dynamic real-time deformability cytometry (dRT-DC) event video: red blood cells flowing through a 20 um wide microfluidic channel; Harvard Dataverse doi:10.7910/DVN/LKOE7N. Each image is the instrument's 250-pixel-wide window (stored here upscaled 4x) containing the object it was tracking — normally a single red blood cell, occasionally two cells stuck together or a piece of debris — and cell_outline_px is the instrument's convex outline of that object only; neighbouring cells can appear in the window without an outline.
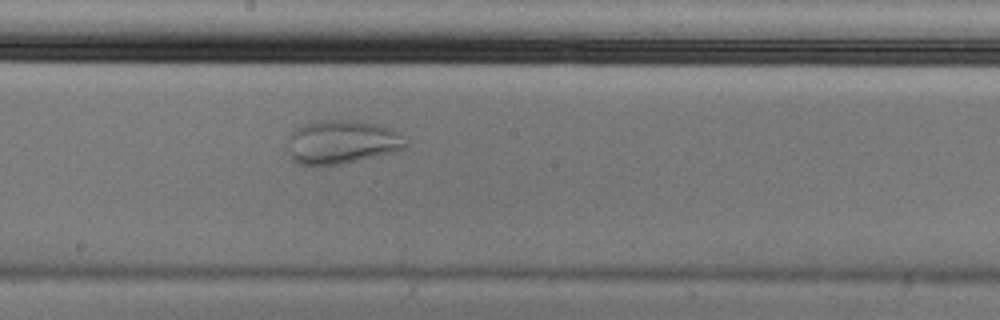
{"species": "Egyptian fruit bat (a non-hibernating species)", "species_latin": "Rousettus aegyptiacus", "temperature_condition": "cold", "stored_images_in_passage": 44, "camera_frame_rate_fps": 3000, "um_per_image_px": 0.085, "animal": {"sex": "male"}, "frame": {"image": 1, "passage_image": 19, "time_ms": 6.0, "image_size_px": [1000, 320], "cell_outline_px": [[408, 148], [392, 152], [340, 164], [300, 164], [292, 160], [288, 152], [288, 136], [296, 128], [304, 124], [316, 120], [356, 120], [380, 124], [392, 128], [400, 132], [404, 136], [408, 144]], "centroid_in_image_um": [29.09, 12.04], "position_along_channel_um": 219.1, "area_um2": 30.29}}